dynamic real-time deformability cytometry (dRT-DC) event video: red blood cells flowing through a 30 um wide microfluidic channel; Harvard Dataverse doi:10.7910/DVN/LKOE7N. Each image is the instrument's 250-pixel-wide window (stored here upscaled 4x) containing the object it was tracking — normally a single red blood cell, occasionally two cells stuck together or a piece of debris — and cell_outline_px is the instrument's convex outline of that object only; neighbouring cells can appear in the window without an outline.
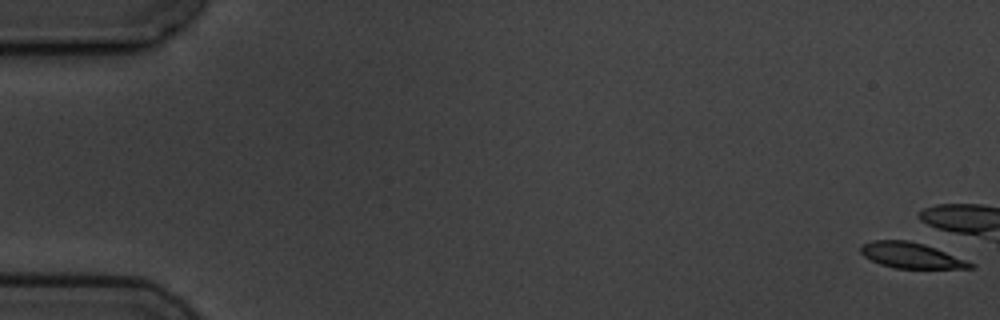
{"species": "common noctule bat (a hibernating species)", "species_latin": "Nyctalus noctula", "temperature_condition": "cold", "stored_images_in_passage": 7, "camera_frame_rate_fps": 3000, "um_per_image_px": 0.085, "animal": {"sex": "male", "body_mass_g": 19.5, "forearm_length_mm": 54.6}, "frame": {"image": 1, "passage_image": 1, "time_ms": 0.0, "image_size_px": [1000, 320], "cell_outline_px": [[976, 268], [896, 268], [880, 264], [864, 256], [860, 252], [860, 248], [864, 244], [872, 240], [908, 240], [924, 244], [936, 248], [976, 264]], "centroid_in_image_um": [77.46, 21.7], "position_along_channel_um": 7.5, "area_um2": 16.24}}